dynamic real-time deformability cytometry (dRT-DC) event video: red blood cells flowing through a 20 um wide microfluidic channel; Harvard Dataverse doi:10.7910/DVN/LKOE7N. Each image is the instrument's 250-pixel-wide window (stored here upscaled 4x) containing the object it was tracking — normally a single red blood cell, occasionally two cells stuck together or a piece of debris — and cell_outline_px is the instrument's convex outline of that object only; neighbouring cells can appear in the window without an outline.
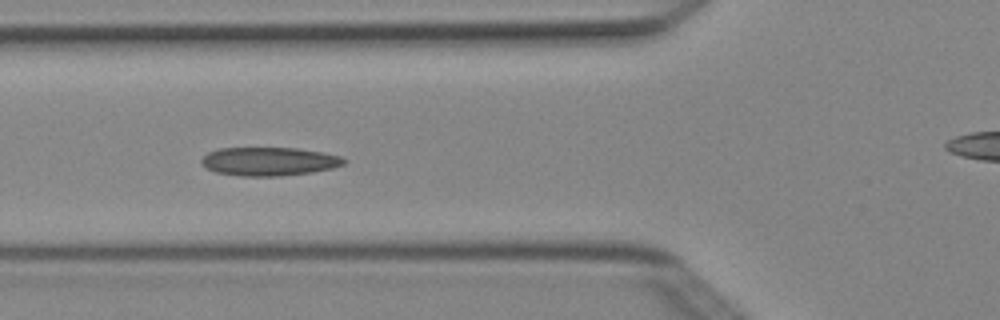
{"species": "Egyptian fruit bat (a non-hibernating species)", "species_latin": "Rousettus aegyptiacus", "temperature_condition": "cold", "stored_images_in_passage": 8, "camera_frame_rate_fps": 3000, "um_per_image_px": 0.085, "animal": {"sex": "female"}, "frame": {"image": 1, "passage_image": 6, "time_ms": 1.667, "image_size_px": [1000, 320], "cell_outline_px": [[348, 160], [344, 164], [332, 168], [312, 172], [280, 176], [240, 176], [216, 172], [200, 164], [200, 160], [208, 152], [216, 148], [296, 148], [324, 152], [340, 156]], "centroid_in_image_um": [22.87, 13.71], "position_along_channel_um": 102.9, "area_um2": 23.81}}
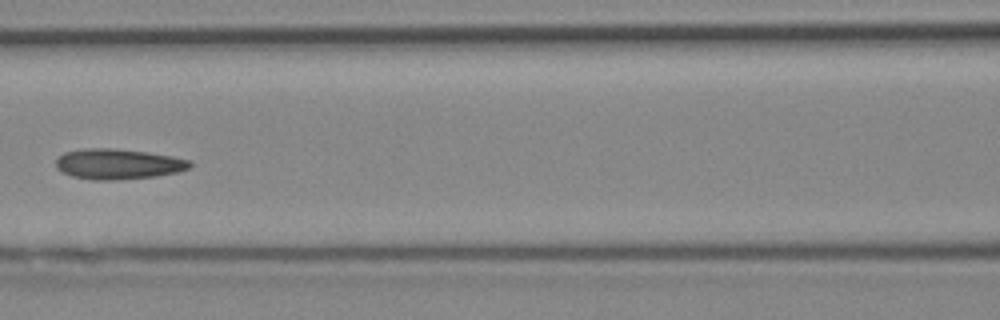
{"frame": {"image": 2, "passage_image": 7, "time_ms": 2.0, "image_size_px": [1000, 320], "cell_outline_px": [[192, 164], [188, 168], [180, 172], [156, 176], [112, 180], [92, 180], [72, 176], [56, 168], [56, 160], [64, 152], [84, 148], [112, 148], [144, 152], [172, 156], [192, 160]], "centroid_in_image_um": [10.05, 13.94], "position_along_channel_um": 156.6, "area_um2": 23.7}}
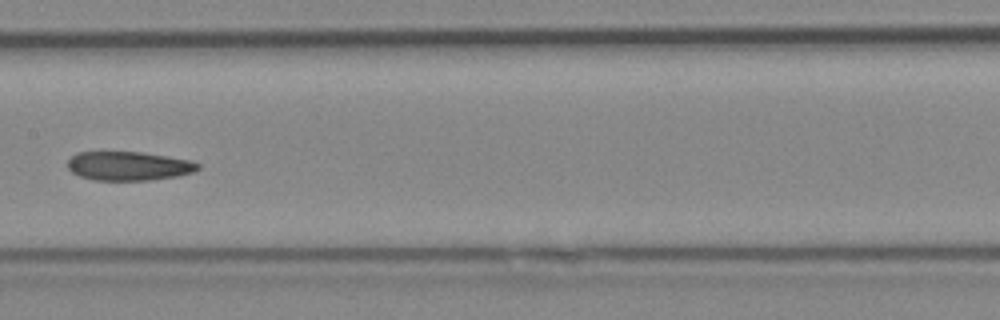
{"frame": {"image": 3, "passage_image": 8, "time_ms": 2.333, "image_size_px": [1000, 320], "cell_outline_px": [[200, 168], [196, 172], [176, 176], [148, 180], [92, 180], [80, 176], [72, 172], [68, 168], [68, 160], [76, 152], [140, 152], [188, 160], [200, 164]], "centroid_in_image_um": [10.92, 14.11], "position_along_channel_um": 196.5, "area_um2": 21.85}}